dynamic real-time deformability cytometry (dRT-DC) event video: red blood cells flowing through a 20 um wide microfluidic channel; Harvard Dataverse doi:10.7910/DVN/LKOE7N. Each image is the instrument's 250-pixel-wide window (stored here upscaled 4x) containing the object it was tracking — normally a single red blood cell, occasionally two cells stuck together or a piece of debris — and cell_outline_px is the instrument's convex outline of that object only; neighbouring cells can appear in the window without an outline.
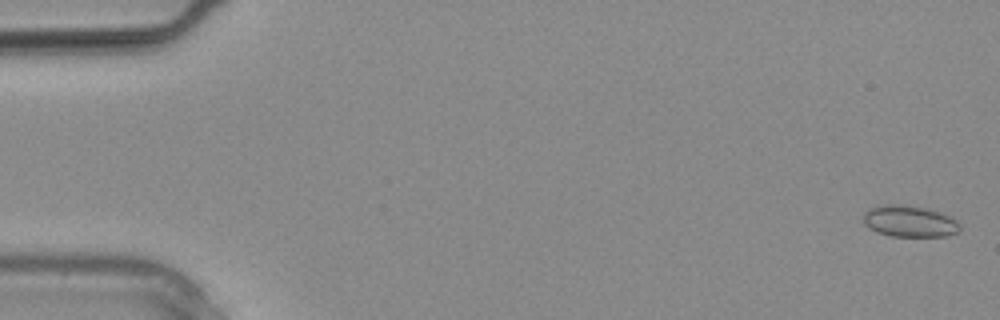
{"species": "common noctule bat (a hibernating species)", "species_latin": "Nyctalus noctula", "temperature_condition": "warm", "stored_images_in_passage": 11, "camera_frame_rate_fps": 3000, "um_per_image_px": 0.085, "animal": {"sex": "male", "body_mass_g": 20.4}, "frame": {"image": 1, "passage_image": 1, "time_ms": 0.0, "image_size_px": [1000, 320], "cell_outline_px": [[960, 232], [948, 236], [892, 236], [876, 232], [868, 228], [864, 224], [864, 212], [868, 208], [888, 204], [900, 204], [924, 208], [948, 216], [956, 220], [960, 224]], "centroid_in_image_um": [77.29, 18.82], "position_along_channel_um": 7.7, "area_um2": 17.63}}
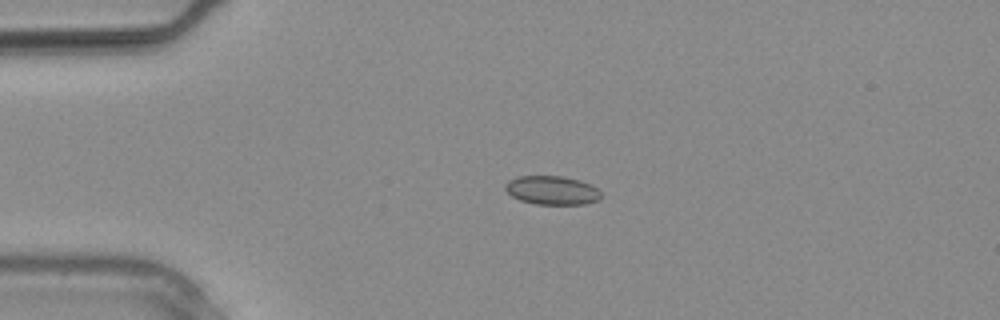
{"frame": {"image": 2, "passage_image": 7, "time_ms": 2.0, "image_size_px": [1000, 320], "cell_outline_px": [[600, 200], [584, 204], [536, 204], [520, 200], [512, 196], [504, 188], [504, 184], [508, 180], [516, 176], [564, 176], [580, 180], [592, 184], [600, 192]], "centroid_in_image_um": [46.91, 16.16], "position_along_channel_um": 38.1, "area_um2": 16.18}}
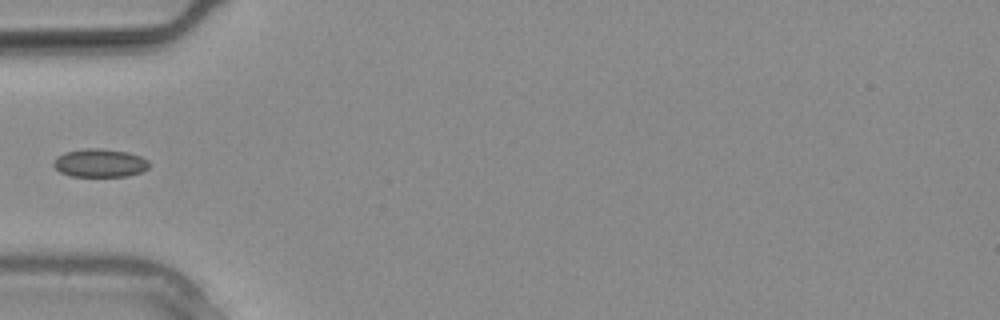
{"frame": {"image": 3, "passage_image": 10, "time_ms": 3.0, "image_size_px": [1000, 320], "cell_outline_px": [[148, 168], [140, 172], [128, 176], [72, 176], [60, 172], [52, 164], [56, 156], [64, 152], [88, 148], [100, 148], [128, 152], [140, 156], [148, 160]], "centroid_in_image_um": [8.47, 13.85], "position_along_channel_um": 76.5, "area_um2": 15.72}}